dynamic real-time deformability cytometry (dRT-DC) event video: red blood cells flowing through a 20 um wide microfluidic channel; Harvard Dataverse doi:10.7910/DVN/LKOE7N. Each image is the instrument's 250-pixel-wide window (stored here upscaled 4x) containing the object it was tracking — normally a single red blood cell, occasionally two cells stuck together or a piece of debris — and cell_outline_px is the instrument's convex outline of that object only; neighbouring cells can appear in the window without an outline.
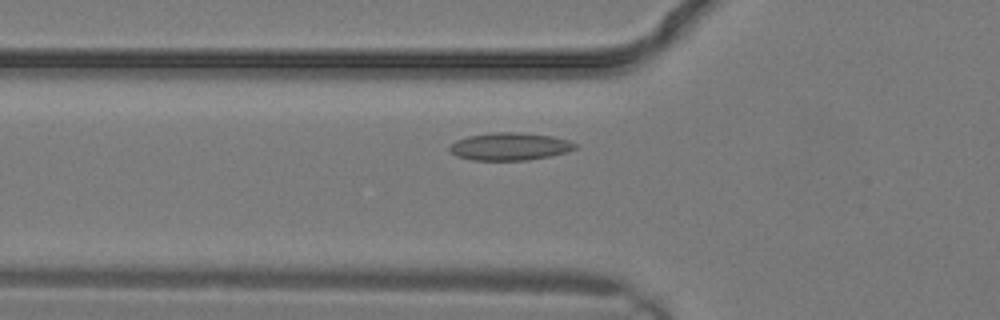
{"species": "common noctule bat (a hibernating species)", "species_latin": "Nyctalus noctula", "temperature_condition": "warm", "stored_images_in_passage": 17, "camera_frame_rate_fps": 3000, "um_per_image_px": 0.085, "animal": {"sex": "male", "body_mass_g": 19.2, "forearm_length_mm": 51.8}, "frame": {"image": 1, "passage_image": 2, "time_ms": 0.333, "image_size_px": [1000, 320], "cell_outline_px": [[580, 144], [576, 148], [568, 152], [528, 160], [472, 160], [456, 156], [448, 148], [456, 140], [468, 136], [492, 132], [520, 132], [552, 136], [568, 140]], "centroid_in_image_um": [43.36, 12.44], "position_along_channel_um": 82.4, "area_um2": 20.29}}
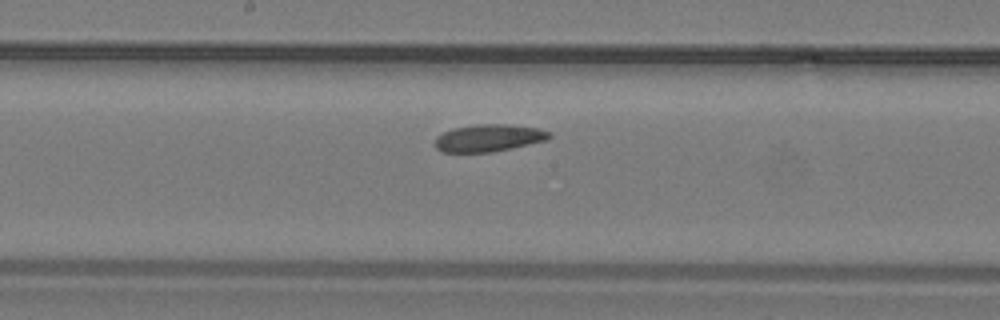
{"frame": {"image": 2, "passage_image": 7, "time_ms": 2.0, "image_size_px": [1000, 320], "cell_outline_px": [[552, 136], [544, 140], [512, 148], [492, 152], [444, 152], [436, 148], [436, 136], [452, 128], [476, 124], [512, 124], [540, 128], [548, 132]], "centroid_in_image_um": [41.53, 11.71], "position_along_channel_um": 206.7, "area_um2": 18.09}}
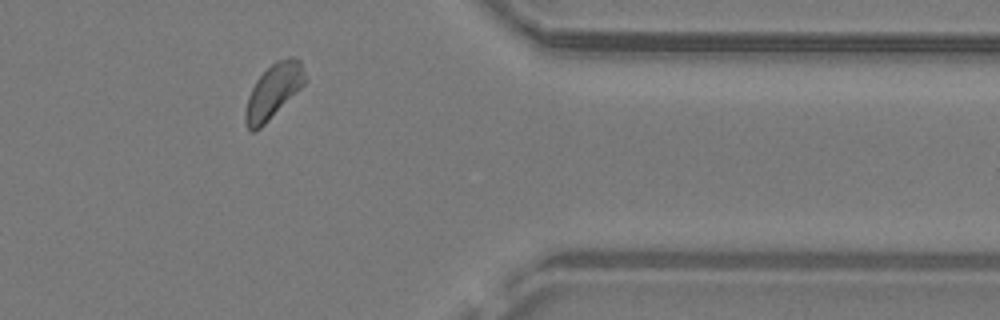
{"frame": {"image": 3, "passage_image": 15, "time_ms": 4.667, "image_size_px": [1000, 320], "cell_outline_px": [[308, 80], [260, 128], [252, 132], [248, 128], [244, 120], [244, 112], [248, 96], [256, 80], [276, 60], [288, 56], [292, 56], [300, 60]], "centroid_in_image_um": [23.24, 7.72], "position_along_channel_um": 388.2, "area_um2": 18.67}}